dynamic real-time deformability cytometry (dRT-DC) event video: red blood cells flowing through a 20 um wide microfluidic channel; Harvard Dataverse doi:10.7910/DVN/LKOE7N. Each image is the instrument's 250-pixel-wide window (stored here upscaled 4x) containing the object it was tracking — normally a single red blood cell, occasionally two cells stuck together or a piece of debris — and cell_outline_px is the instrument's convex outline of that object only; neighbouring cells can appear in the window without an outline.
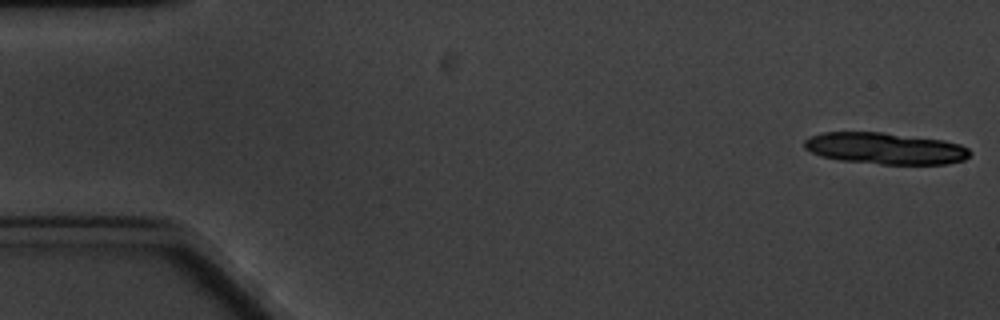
{"species": "common noctule bat (a hibernating species)", "species_latin": "Nyctalus noctula", "temperature_condition": "cold", "stored_images_in_passage": 4, "camera_frame_rate_fps": 3000, "um_per_image_px": 0.085, "animal": {"sex": "male", "body_mass_g": 20.1, "forearm_length_mm": 53.5}, "frame": {"image": 1, "passage_image": 1, "time_ms": 0.0, "image_size_px": [1000, 320], "cell_outline_px": [[972, 152], [964, 160], [948, 164], [880, 164], [840, 160], [820, 156], [804, 148], [804, 140], [808, 136], [824, 132], [884, 132], [944, 140], [960, 144], [968, 148]], "centroid_in_image_um": [75.24, 12.61], "position_along_channel_um": 9.8, "area_um2": 30.69}}